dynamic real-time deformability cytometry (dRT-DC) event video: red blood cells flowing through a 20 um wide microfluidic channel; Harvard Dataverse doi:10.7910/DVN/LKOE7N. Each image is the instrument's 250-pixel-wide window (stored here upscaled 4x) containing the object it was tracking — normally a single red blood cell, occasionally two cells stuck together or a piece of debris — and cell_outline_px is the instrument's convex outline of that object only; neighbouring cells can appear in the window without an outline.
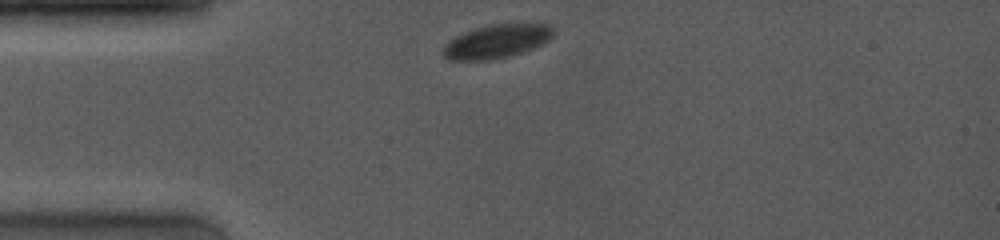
{"species": "common noctule bat (a hibernating species)", "species_latin": "Nyctalus noctula", "temperature_condition": "room temperature", "stored_images_in_passage": 31, "camera_frame_rate_fps": 4000, "um_per_image_px": 0.085, "animal": {"sex": "female", "body_mass_g": 19.0, "forearm_length_mm": 53.3}, "frame": {"image": 1, "passage_image": 1, "time_ms": 0.0, "image_size_px": [1000, 240], "cell_outline_px": [[552, 36], [544, 44], [508, 56], [492, 60], [448, 60], [440, 52], [440, 48], [448, 40], [464, 32], [476, 28], [492, 24], [552, 24]], "centroid_in_image_um": [42.15, 3.52], "position_along_channel_um": 42.9, "area_um2": 21.62}}
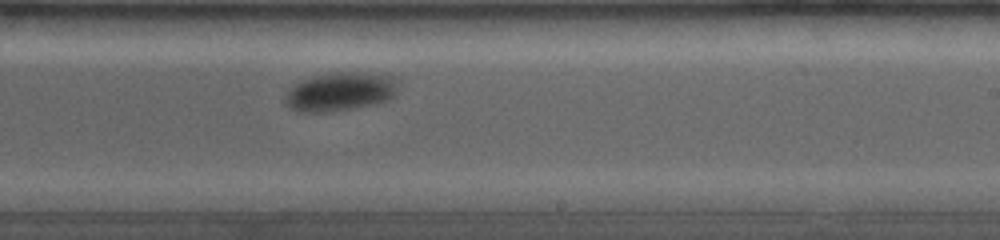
{"frame": {"image": 2, "passage_image": 18, "time_ms": 6.5, "image_size_px": [1000, 240], "cell_outline_px": [[392, 96], [388, 100], [376, 104], [328, 112], [296, 112], [284, 100], [288, 92], [296, 84], [312, 76], [340, 72], [344, 72], [392, 76]], "centroid_in_image_um": [28.83, 7.82], "position_along_channel_um": 260.2, "area_um2": 24.39}}
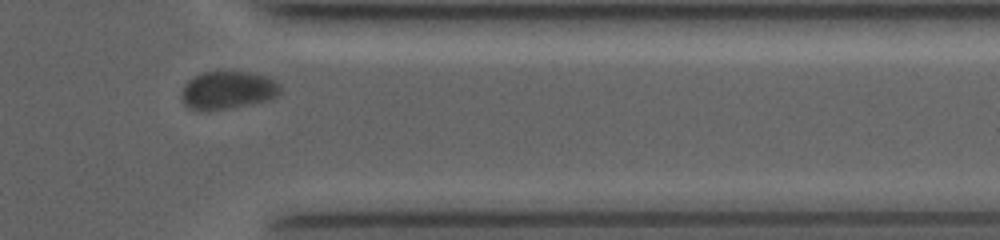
{"frame": {"image": 3, "passage_image": 28, "time_ms": 10.0, "image_size_px": [1000, 240], "cell_outline_px": [[280, 92], [272, 100], [228, 108], [204, 112], [200, 112], [188, 108], [184, 104], [180, 96], [188, 80], [200, 72], [248, 72], [268, 76], [276, 80], [280, 84]], "centroid_in_image_um": [19.36, 7.68], "position_along_channel_um": 392.0, "area_um2": 22.2}}